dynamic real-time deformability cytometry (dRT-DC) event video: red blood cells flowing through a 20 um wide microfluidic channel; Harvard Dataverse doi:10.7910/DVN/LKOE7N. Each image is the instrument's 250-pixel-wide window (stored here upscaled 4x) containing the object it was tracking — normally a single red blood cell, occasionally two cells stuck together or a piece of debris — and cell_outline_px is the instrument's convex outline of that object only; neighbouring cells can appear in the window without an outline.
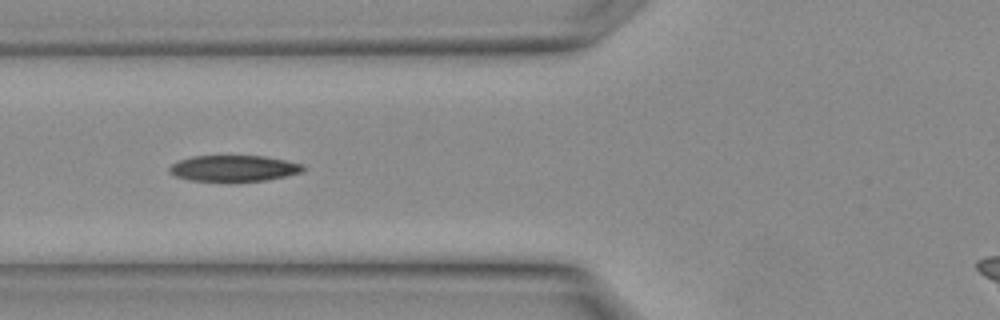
{"species": "Egyptian fruit bat (a non-hibernating species)", "species_latin": "Rousettus aegyptiacus", "temperature_condition": "warm", "stored_images_in_passage": 21, "camera_frame_rate_fps": 3000, "um_per_image_px": 0.085, "animal": {"sex": "female"}, "frame": {"image": 1, "passage_image": 4, "time_ms": 1.0, "image_size_px": [1000, 320], "cell_outline_px": [[304, 168], [300, 172], [284, 176], [264, 180], [188, 180], [176, 176], [168, 172], [168, 168], [172, 164], [180, 160], [192, 156], [264, 156], [284, 160], [300, 164]], "centroid_in_image_um": [19.8, 14.29], "position_along_channel_um": 106.0, "area_um2": 19.71}}